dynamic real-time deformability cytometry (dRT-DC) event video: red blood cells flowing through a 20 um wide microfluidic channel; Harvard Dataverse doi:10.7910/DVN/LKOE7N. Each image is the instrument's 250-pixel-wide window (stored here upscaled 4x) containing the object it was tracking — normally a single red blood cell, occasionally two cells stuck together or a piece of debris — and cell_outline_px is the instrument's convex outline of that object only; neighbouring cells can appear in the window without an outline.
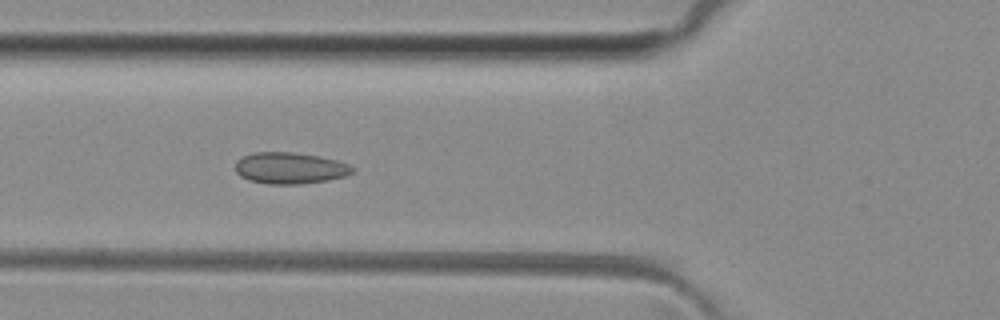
{"species": "common noctule bat (a hibernating species)", "species_latin": "Nyctalus noctula", "temperature_condition": "room temperature", "stored_images_in_passage": 6, "camera_frame_rate_fps": 3000, "um_per_image_px": 0.085, "animal": {"sex": "female", "body_mass_g": 29.2, "forearm_length_mm": 56.3}, "frame": {"image": 1, "passage_image": 6, "time_ms": 5.667, "image_size_px": [1000, 320], "cell_outline_px": [[356, 172], [344, 176], [328, 180], [300, 184], [268, 184], [248, 180], [240, 176], [236, 172], [236, 160], [244, 156], [256, 152], [292, 152], [316, 156], [336, 160], [348, 164], [356, 168]], "centroid_in_image_um": [24.66, 14.29], "position_along_channel_um": 101.1, "area_um2": 21.44}}